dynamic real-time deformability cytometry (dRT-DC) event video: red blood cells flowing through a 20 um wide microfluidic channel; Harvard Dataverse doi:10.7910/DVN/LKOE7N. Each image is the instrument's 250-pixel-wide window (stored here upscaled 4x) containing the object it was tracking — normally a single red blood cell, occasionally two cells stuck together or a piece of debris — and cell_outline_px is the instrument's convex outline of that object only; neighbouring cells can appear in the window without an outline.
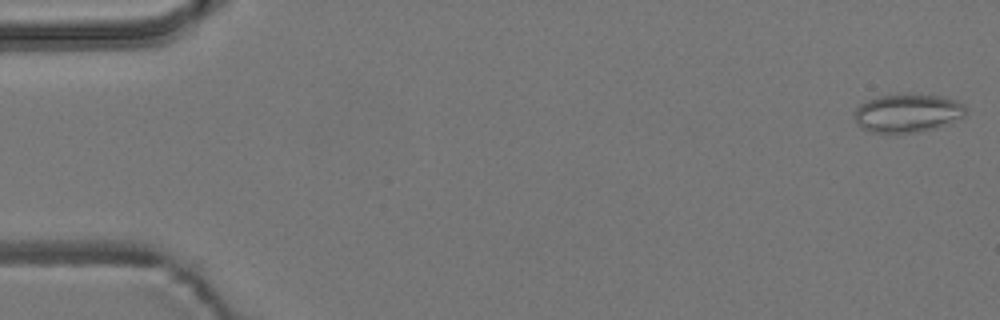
{"species": "common noctule bat (a hibernating species)", "species_latin": "Nyctalus noctula", "temperature_condition": "room temperature", "stored_images_in_passage": 4, "camera_frame_rate_fps": 3000, "um_per_image_px": 0.085, "animal": {"sex": "male", "body_mass_g": 19.2, "forearm_length_mm": 51.8}, "frame": {"image": 1, "passage_image": 1, "time_ms": 0.0, "image_size_px": [1000, 320], "cell_outline_px": [[968, 108], [964, 116], [952, 124], [936, 128], [916, 132], [868, 132], [860, 128], [856, 124], [856, 108], [860, 104], [868, 100], [880, 96], [940, 96], [956, 100], [964, 104]], "centroid_in_image_um": [77.19, 9.65], "position_along_channel_um": 7.8, "area_um2": 24.57}}